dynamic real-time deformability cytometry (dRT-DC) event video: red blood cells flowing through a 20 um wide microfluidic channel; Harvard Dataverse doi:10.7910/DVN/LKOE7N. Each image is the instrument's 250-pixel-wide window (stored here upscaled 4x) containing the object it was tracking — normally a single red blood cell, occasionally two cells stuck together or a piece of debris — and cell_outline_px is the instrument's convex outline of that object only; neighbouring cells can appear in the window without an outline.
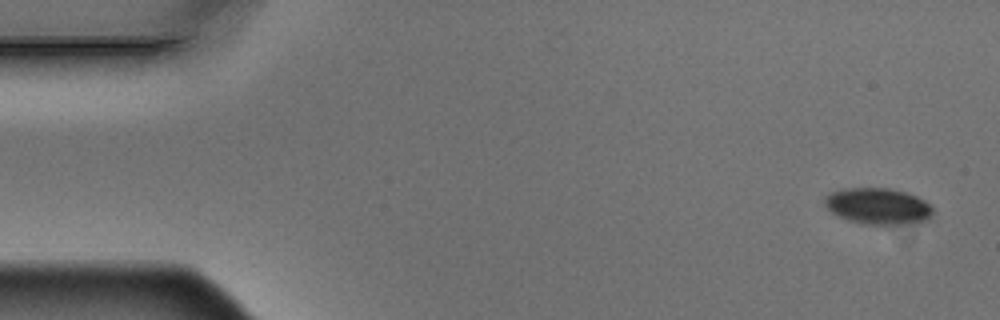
{"species": "Egyptian fruit bat (a non-hibernating species)", "species_latin": "Rousettus aegyptiacus", "temperature_condition": "warm", "stored_images_in_passage": 5, "camera_frame_rate_fps": 3000, "um_per_image_px": 0.085, "animal": {"sex": "male"}, "frame": {"image": 1, "passage_image": 1, "time_ms": 0.0, "image_size_px": [1000, 320], "cell_outline_px": [[932, 216], [920, 224], [864, 224], [848, 220], [836, 216], [824, 204], [824, 200], [832, 192], [844, 188], [888, 188], [904, 192], [916, 196], [924, 200], [932, 208]], "centroid_in_image_um": [74.65, 17.54], "position_along_channel_um": 10.4, "area_um2": 22.89}}
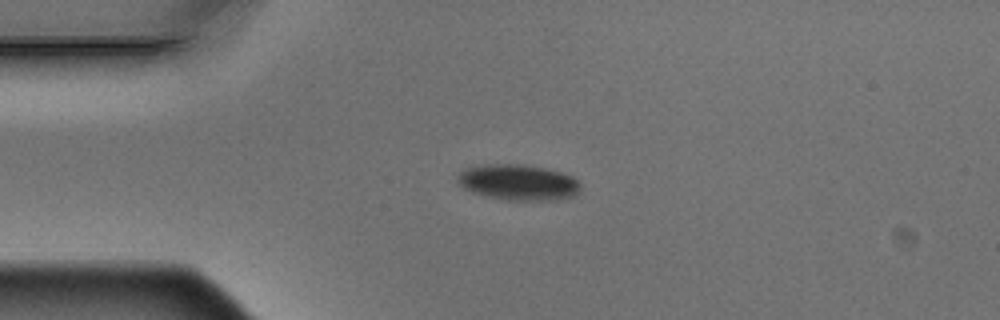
{"frame": {"image": 2, "passage_image": 4, "time_ms": 1.0, "image_size_px": [1000, 320], "cell_outline_px": [[580, 188], [572, 196], [556, 200], [504, 200], [472, 192], [464, 188], [456, 180], [460, 172], [464, 168], [484, 164], [520, 164], [544, 168], [560, 172], [572, 176], [580, 184]], "centroid_in_image_um": [44.01, 15.49], "position_along_channel_um": 41.0, "area_um2": 25.49}}